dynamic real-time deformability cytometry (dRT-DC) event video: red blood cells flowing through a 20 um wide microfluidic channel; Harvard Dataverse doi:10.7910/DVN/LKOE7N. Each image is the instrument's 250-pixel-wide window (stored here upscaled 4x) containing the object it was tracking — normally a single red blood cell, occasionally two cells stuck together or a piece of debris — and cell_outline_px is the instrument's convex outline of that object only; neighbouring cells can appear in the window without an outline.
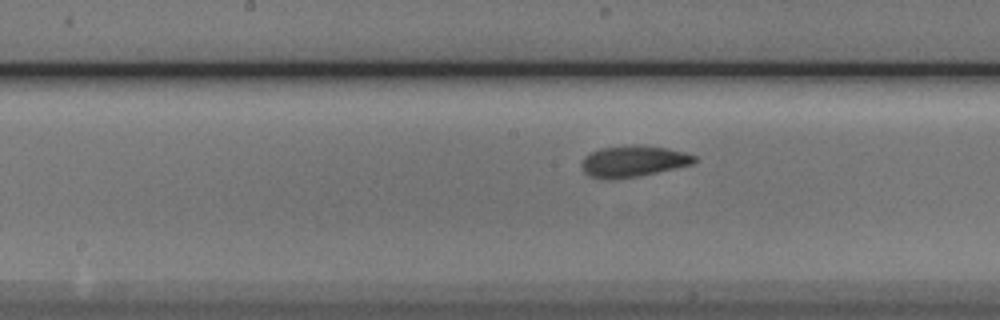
{"species": "Egyptian fruit bat (a non-hibernating species)", "species_latin": "Rousettus aegyptiacus", "temperature_condition": "cold", "stored_images_in_passage": 5, "camera_frame_rate_fps": 3000, "um_per_image_px": 0.085, "animal": {"sex": "male"}, "frame": {"image": 1, "passage_image": 5, "time_ms": 5.333, "image_size_px": [1000, 320], "cell_outline_px": [[696, 160], [692, 164], [640, 176], [612, 180], [604, 180], [588, 176], [584, 172], [580, 164], [584, 156], [600, 148], [632, 144], [636, 144], [668, 148], [684, 152], [696, 156]], "centroid_in_image_um": [53.78, 13.71], "position_along_channel_um": 194.4, "area_um2": 20.87}}